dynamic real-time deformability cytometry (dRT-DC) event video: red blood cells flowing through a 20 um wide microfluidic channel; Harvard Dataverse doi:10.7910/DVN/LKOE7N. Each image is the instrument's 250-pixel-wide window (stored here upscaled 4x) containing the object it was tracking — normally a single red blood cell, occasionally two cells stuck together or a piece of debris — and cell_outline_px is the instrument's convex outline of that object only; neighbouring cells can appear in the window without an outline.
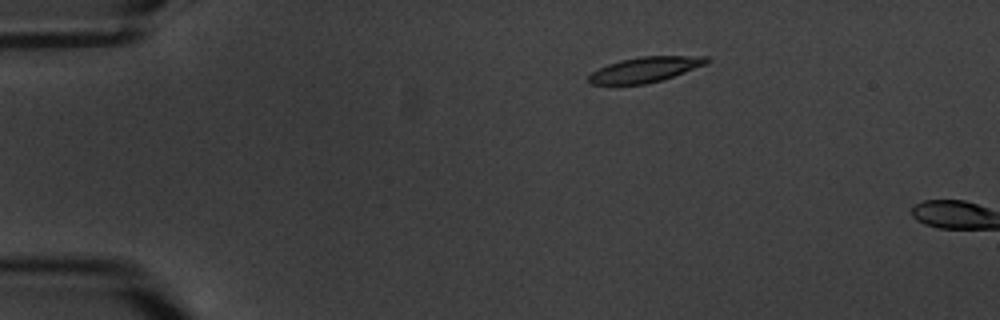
{"species": "common noctule bat (a hibernating species)", "species_latin": "Nyctalus noctula", "temperature_condition": "warm", "stored_images_in_passage": 4, "camera_frame_rate_fps": 3000, "um_per_image_px": 0.085, "animal": {"sex": "male", "body_mass_g": 20.1, "forearm_length_mm": 53.5}, "frame": {"image": 1, "passage_image": 3, "time_ms": 2.333, "image_size_px": [1000, 320], "cell_outline_px": [[712, 60], [708, 64], [660, 80], [644, 84], [588, 84], [588, 76], [592, 72], [608, 64], [620, 60], [640, 56], [708, 56]], "centroid_in_image_um": [54.86, 5.9], "position_along_channel_um": 30.1, "area_um2": 17.28}}